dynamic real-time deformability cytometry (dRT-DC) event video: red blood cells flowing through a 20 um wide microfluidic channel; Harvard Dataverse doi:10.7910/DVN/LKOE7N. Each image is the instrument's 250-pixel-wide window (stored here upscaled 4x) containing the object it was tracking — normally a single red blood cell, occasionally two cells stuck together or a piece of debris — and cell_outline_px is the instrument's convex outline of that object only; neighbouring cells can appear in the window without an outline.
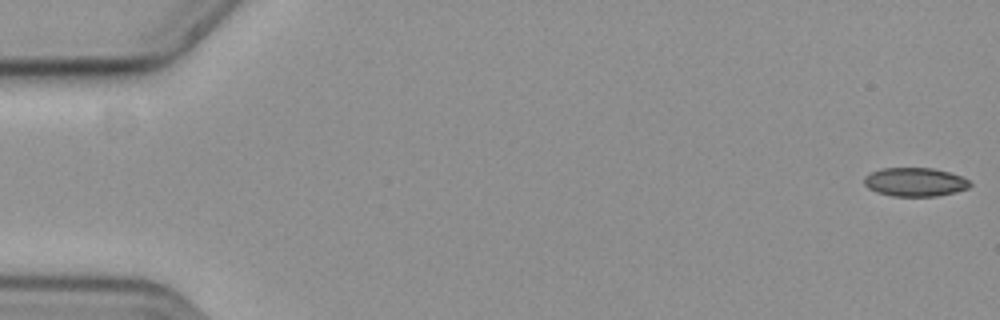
{"species": "common noctule bat (a hibernating species)", "species_latin": "Nyctalus noctula", "temperature_condition": "cold", "stored_images_in_passage": 19, "camera_frame_rate_fps": 3000, "um_per_image_px": 0.085, "animal": {"sex": "female", "body_mass_g": 19.3, "forearm_length_mm": 54.1}, "frame": {"image": 1, "passage_image": 1, "time_ms": 0.0, "image_size_px": [1000, 320], "cell_outline_px": [[972, 184], [968, 188], [956, 192], [936, 196], [892, 196], [876, 192], [868, 188], [864, 184], [864, 176], [880, 168], [932, 168], [948, 172], [960, 176], [968, 180]], "centroid_in_image_um": [77.75, 15.47], "position_along_channel_um": 7.2, "area_um2": 17.69}}
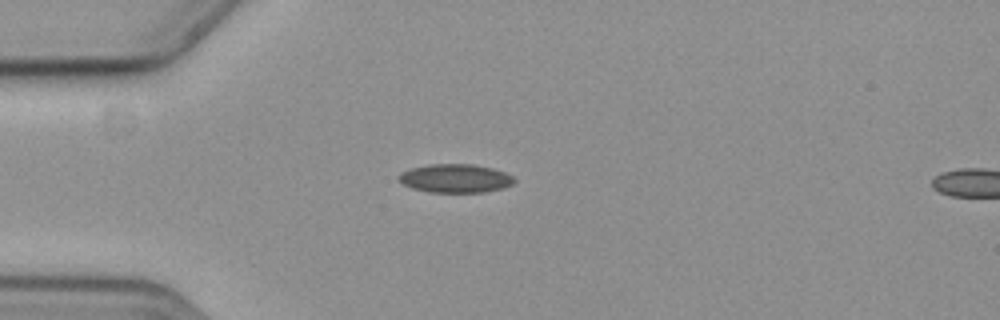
{"frame": {"image": 2, "passage_image": 16, "time_ms": 5.0, "image_size_px": [1000, 320], "cell_outline_px": [[516, 180], [512, 184], [504, 188], [484, 192], [432, 192], [412, 188], [404, 184], [396, 176], [400, 172], [408, 168], [428, 164], [472, 164], [492, 168], [504, 172], [512, 176]], "centroid_in_image_um": [38.68, 15.15], "position_along_channel_um": 46.3, "area_um2": 19.31}}